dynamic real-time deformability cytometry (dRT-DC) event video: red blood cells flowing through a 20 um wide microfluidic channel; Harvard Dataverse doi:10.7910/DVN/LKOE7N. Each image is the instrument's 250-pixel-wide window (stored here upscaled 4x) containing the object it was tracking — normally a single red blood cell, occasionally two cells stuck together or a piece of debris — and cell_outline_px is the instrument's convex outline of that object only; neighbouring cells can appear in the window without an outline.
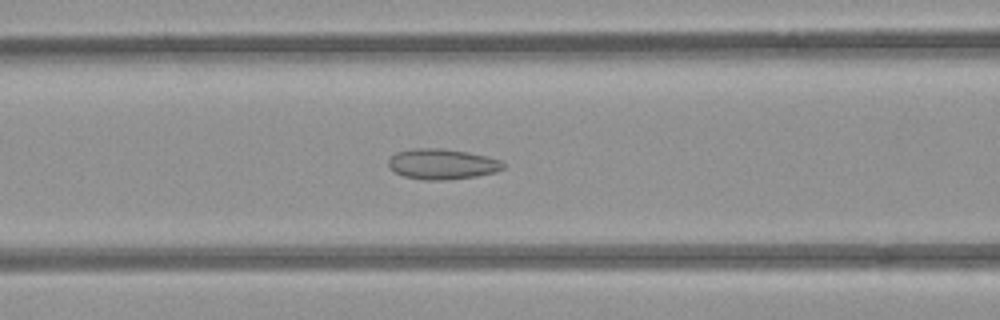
{"species": "common noctule bat (a hibernating species)", "species_latin": "Nyctalus noctula", "temperature_condition": "room temperature", "stored_images_in_passage": 34, "camera_frame_rate_fps": 3000, "um_per_image_px": 0.085, "animal": {"sex": "female", "body_mass_g": 21.9}, "frame": {"image": 1, "passage_image": 13, "time_ms": 4.0, "image_size_px": [1000, 320], "cell_outline_px": [[504, 168], [496, 172], [476, 176], [448, 180], [424, 180], [404, 176], [388, 168], [388, 160], [396, 152], [420, 148], [440, 148], [468, 152], [488, 156], [500, 160], [504, 164]], "centroid_in_image_um": [37.59, 13.95], "position_along_channel_um": 129.0, "area_um2": 20.4}}
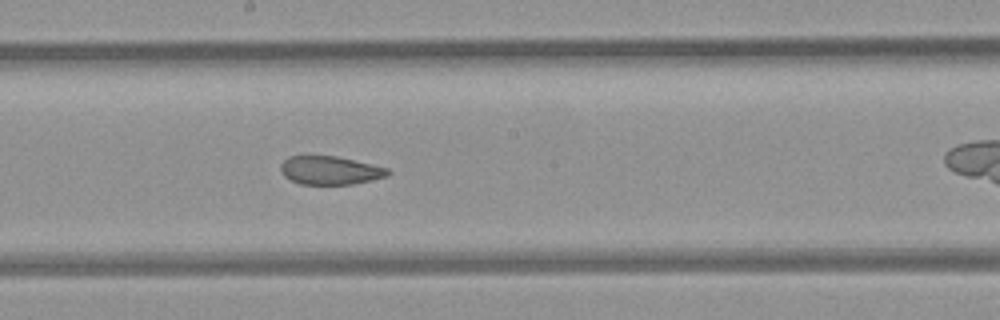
{"frame": {"image": 2, "passage_image": 20, "time_ms": 6.333, "image_size_px": [1000, 320], "cell_outline_px": [[392, 172], [388, 176], [372, 180], [352, 184], [300, 184], [284, 176], [280, 172], [280, 164], [288, 156], [336, 156], [388, 168]], "centroid_in_image_um": [28.05, 14.48], "position_along_channel_um": 220.1, "area_um2": 17.74}}
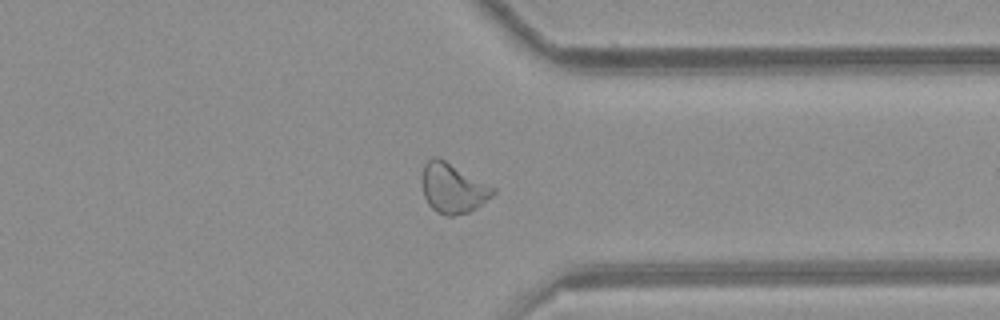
{"frame": {"image": 3, "passage_image": 32, "time_ms": 10.333, "image_size_px": [1000, 320], "cell_outline_px": [[496, 192], [492, 196], [476, 208], [468, 212], [452, 216], [448, 216], [436, 212], [428, 204], [424, 196], [420, 180], [424, 164], [432, 156], [436, 156], [444, 160], [496, 188]], "centroid_in_image_um": [38.46, 16.0], "position_along_channel_um": 372.9, "area_um2": 20.63}}